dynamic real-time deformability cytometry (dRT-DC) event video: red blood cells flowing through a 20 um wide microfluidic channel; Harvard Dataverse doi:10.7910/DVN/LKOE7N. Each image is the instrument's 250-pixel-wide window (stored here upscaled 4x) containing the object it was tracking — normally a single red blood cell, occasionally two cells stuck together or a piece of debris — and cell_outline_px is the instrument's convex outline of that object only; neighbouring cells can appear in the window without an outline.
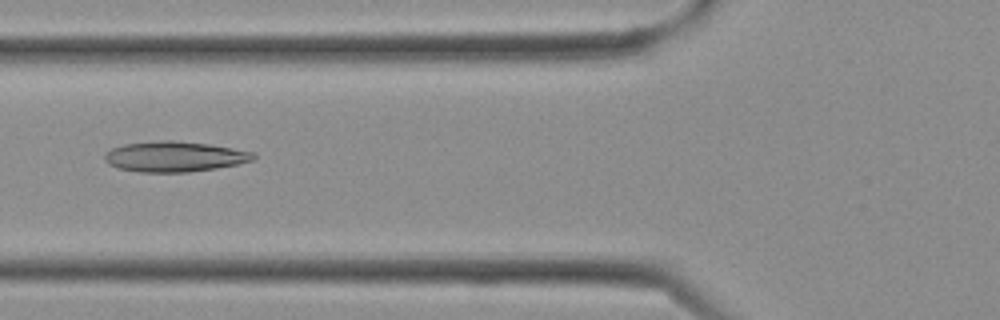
{"species": "Egyptian fruit bat (a non-hibernating species)", "species_latin": "Rousettus aegyptiacus", "temperature_condition": "cold", "stored_images_in_passage": 8, "camera_frame_rate_fps": 3000, "um_per_image_px": 0.085, "frame": {"image": 1, "passage_image": 3, "time_ms": 0.667, "image_size_px": [1000, 320], "cell_outline_px": [[256, 156], [252, 160], [236, 164], [216, 168], [188, 172], [140, 172], [116, 168], [108, 164], [104, 160], [104, 152], [112, 148], [124, 144], [160, 140], [172, 140], [208, 144], [256, 152]], "centroid_in_image_um": [14.79, 13.31], "position_along_channel_um": 111.0, "area_um2": 26.41}}
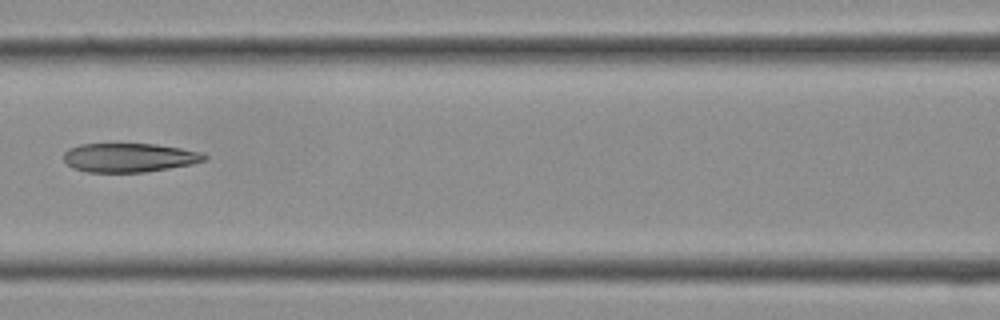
{"frame": {"image": 2, "passage_image": 5, "time_ms": 1.333, "image_size_px": [1000, 320], "cell_outline_px": [[208, 156], [204, 160], [192, 164], [144, 172], [88, 172], [72, 168], [64, 160], [64, 152], [68, 148], [80, 144], [156, 144], [204, 152]], "centroid_in_image_um": [10.98, 13.39], "position_along_channel_um": 155.6, "area_um2": 23.76}}
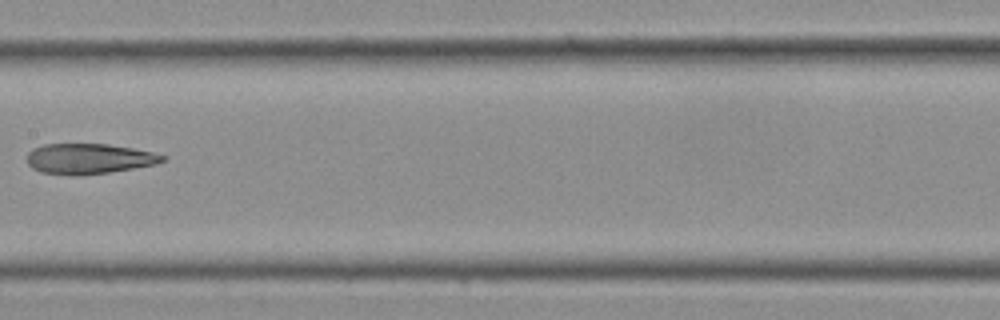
{"frame": {"image": 3, "passage_image": 7, "time_ms": 2.0, "image_size_px": [1000, 320], "cell_outline_px": [[164, 160], [156, 164], [108, 172], [80, 176], [72, 176], [40, 172], [32, 168], [28, 164], [28, 152], [32, 148], [44, 144], [108, 144], [132, 148], [152, 152], [164, 156]], "centroid_in_image_um": [7.5, 13.5], "position_along_channel_um": 199.9, "area_um2": 23.93}}